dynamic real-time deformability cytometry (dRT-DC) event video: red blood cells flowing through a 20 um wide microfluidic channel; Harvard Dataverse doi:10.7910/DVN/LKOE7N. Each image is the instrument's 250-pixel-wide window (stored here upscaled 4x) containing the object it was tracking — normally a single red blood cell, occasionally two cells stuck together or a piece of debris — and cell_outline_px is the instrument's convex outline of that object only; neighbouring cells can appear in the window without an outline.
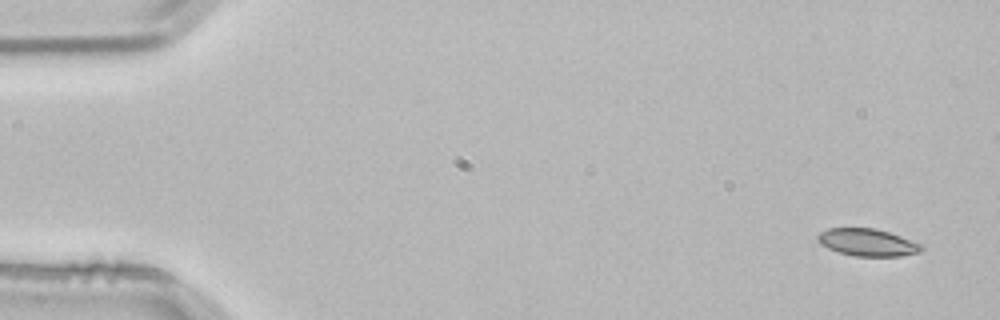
{"species": "common noctule bat (a hibernating species)", "species_latin": "Nyctalus noctula", "temperature_condition": "room temperature", "stored_images_in_passage": 3, "camera_frame_rate_fps": 3000, "um_per_image_px": 0.085, "animal": {"sex": "male", "body_mass_g": 21.5, "forearm_length_mm": 52.0}, "frame": {"image": 1, "passage_image": 1, "time_ms": 0.0, "image_size_px": [1000, 320], "cell_outline_px": [[924, 248], [920, 252], [900, 256], [856, 256], [836, 252], [820, 244], [816, 240], [816, 236], [820, 232], [828, 228], [876, 228], [900, 236], [920, 244]], "centroid_in_image_um": [73.68, 20.6], "position_along_channel_um": 11.3, "area_um2": 16.53}}